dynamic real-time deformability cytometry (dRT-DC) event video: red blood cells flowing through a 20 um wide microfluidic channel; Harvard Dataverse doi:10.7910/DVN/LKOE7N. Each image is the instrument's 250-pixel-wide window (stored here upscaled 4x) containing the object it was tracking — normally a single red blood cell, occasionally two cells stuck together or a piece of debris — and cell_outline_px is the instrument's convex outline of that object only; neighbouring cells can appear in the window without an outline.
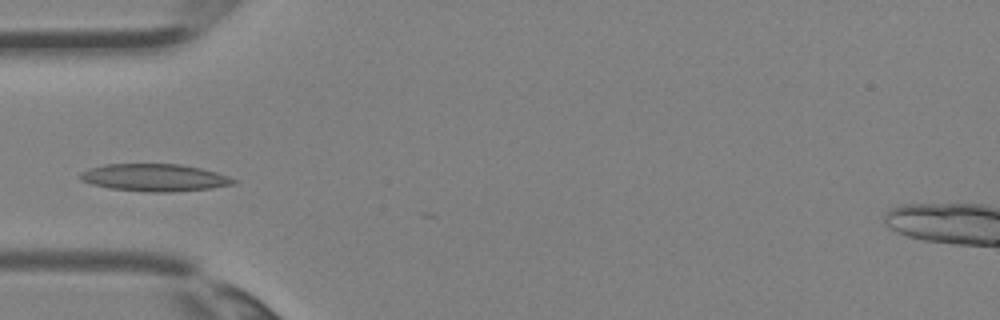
{"species": "Egyptian fruit bat (a non-hibernating species)", "species_latin": "Rousettus aegyptiacus", "temperature_condition": "room temperature", "stored_images_in_passage": 3, "camera_frame_rate_fps": 3000, "um_per_image_px": 0.085, "animal": {"sex": "female"}, "frame": {"image": 1, "passage_image": 3, "time_ms": 0.667, "image_size_px": [1000, 320], "cell_outline_px": [[236, 184], [212, 188], [172, 192], [148, 192], [112, 188], [92, 184], [80, 180], [80, 172], [92, 168], [108, 164], [180, 164], [200, 168], [216, 172], [228, 176], [236, 180]], "centroid_in_image_um": [13.17, 15.1], "position_along_channel_um": 71.8, "area_um2": 24.28}}